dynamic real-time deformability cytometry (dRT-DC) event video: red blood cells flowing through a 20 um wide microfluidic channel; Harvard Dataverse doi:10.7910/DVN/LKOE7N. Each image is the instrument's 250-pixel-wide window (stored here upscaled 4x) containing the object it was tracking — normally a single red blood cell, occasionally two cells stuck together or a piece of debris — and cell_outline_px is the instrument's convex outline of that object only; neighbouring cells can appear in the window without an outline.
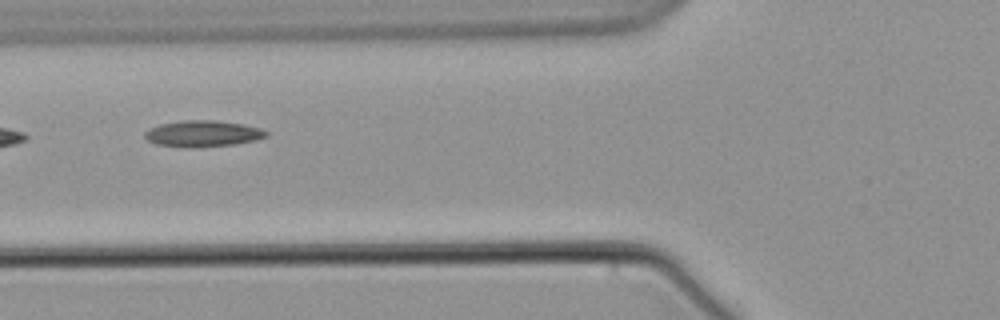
{"species": "common noctule bat (a hibernating species)", "species_latin": "Nyctalus noctula", "temperature_condition": "warm", "stored_images_in_passage": 13, "camera_frame_rate_fps": 3000, "um_per_image_px": 0.085, "animal": {"sex": "male", "body_mass_g": 21.5, "forearm_length_mm": 52.0}, "frame": {"image": 1, "passage_image": 6, "time_ms": 6.667, "image_size_px": [1000, 320], "cell_outline_px": [[268, 136], [256, 140], [232, 144], [196, 148], [156, 144], [148, 140], [144, 136], [144, 132], [148, 128], [160, 124], [180, 120], [216, 120], [244, 124], [260, 128], [268, 132]], "centroid_in_image_um": [17.23, 11.35], "position_along_channel_um": 108.6, "area_um2": 18.67}}
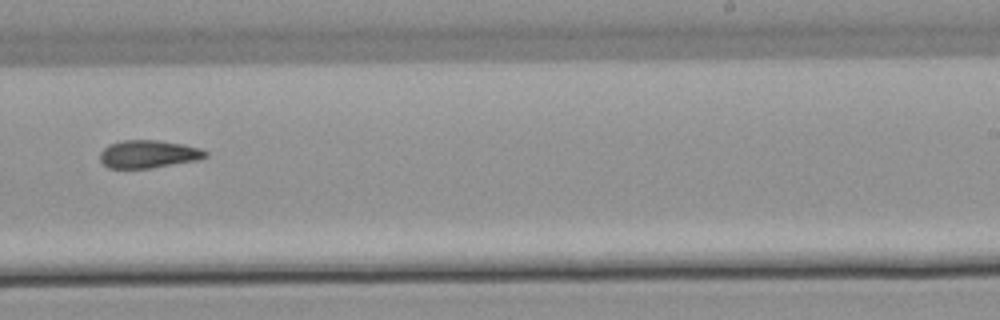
{"frame": {"image": 2, "passage_image": 10, "time_ms": 11.667, "image_size_px": [1000, 320], "cell_outline_px": [[208, 156], [196, 160], [152, 168], [108, 168], [100, 160], [100, 152], [108, 144], [124, 140], [156, 140], [180, 144], [200, 148], [208, 152]], "centroid_in_image_um": [12.59, 13.1], "position_along_channel_um": 276.4, "area_um2": 16.99}}
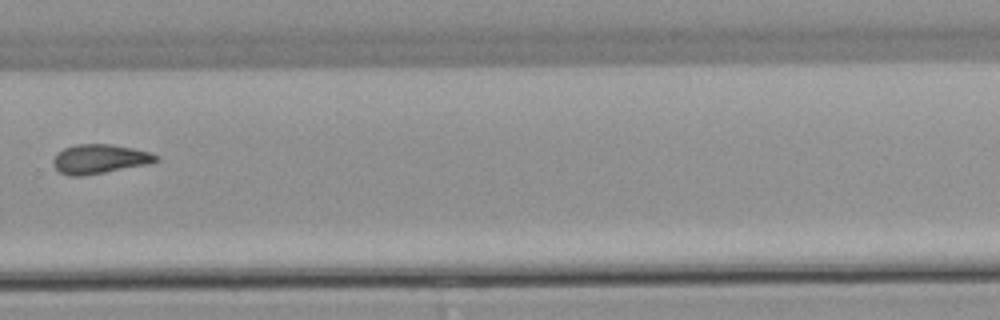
{"frame": {"image": 3, "passage_image": 11, "time_ms": 13.0, "image_size_px": [1000, 320], "cell_outline_px": [[160, 160], [148, 164], [104, 172], [80, 176], [68, 176], [60, 172], [52, 164], [52, 160], [56, 152], [64, 148], [76, 144], [112, 144], [132, 148], [148, 152], [160, 156]], "centroid_in_image_um": [8.44, 13.5], "position_along_channel_um": 321.4, "area_um2": 17.57}}